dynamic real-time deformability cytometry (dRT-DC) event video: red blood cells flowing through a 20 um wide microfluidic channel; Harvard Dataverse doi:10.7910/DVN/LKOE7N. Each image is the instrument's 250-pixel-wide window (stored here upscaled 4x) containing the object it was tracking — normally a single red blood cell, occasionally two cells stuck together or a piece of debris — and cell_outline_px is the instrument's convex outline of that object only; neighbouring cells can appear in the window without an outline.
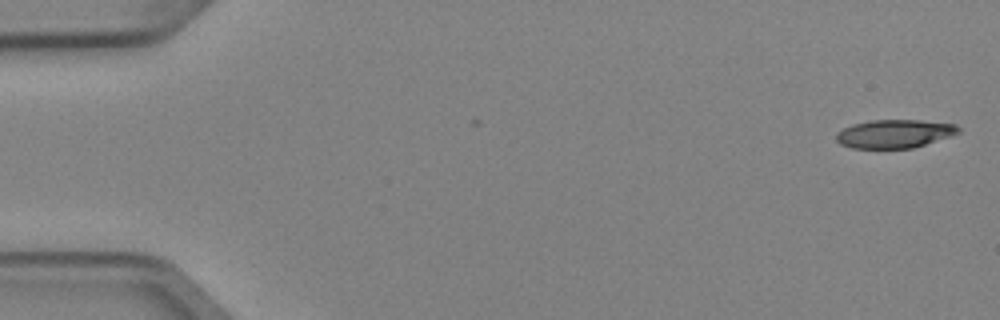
{"species": "Egyptian fruit bat (a non-hibernating species)", "species_latin": "Rousettus aegyptiacus", "temperature_condition": "cold", "stored_images_in_passage": 2, "camera_frame_rate_fps": 3000, "um_per_image_px": 0.085, "animal": {"sex": "female"}, "frame": {"image": 1, "passage_image": 1, "time_ms": 0.0, "image_size_px": [1000, 320], "cell_outline_px": [[960, 132], [912, 148], [852, 148], [840, 144], [836, 140], [836, 132], [852, 124], [872, 120], [920, 120], [956, 124], [960, 128]], "centroid_in_image_um": [75.99, 11.36], "position_along_channel_um": 9.0, "area_um2": 20.06}}